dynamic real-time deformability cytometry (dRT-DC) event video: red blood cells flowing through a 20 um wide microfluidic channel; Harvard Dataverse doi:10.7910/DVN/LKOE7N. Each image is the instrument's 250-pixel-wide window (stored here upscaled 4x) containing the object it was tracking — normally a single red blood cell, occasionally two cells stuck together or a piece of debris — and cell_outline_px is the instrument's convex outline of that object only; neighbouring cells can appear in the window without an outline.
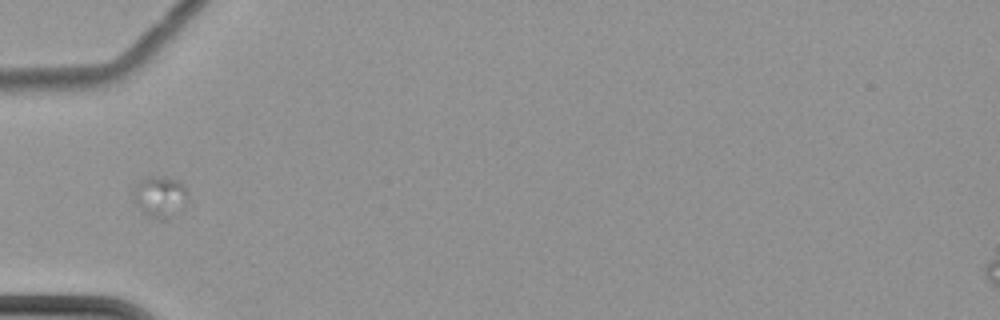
{"species": "common noctule bat (a hibernating species)", "species_latin": "Nyctalus noctula", "temperature_condition": "cold", "stored_images_in_passage": 4, "camera_frame_rate_fps": 3000, "um_per_image_px": 0.085, "animal": {"sex": "female", "body_mass_g": 22.7, "forearm_length_mm": 54.2}, "frame": {"image": 1, "passage_image": 1, "time_ms": 0.0, "image_size_px": [1000, 320], "cell_outline_px": [[188, 200], [184, 208], [164, 220], [156, 220], [140, 212], [132, 192], [132, 188], [140, 180], [148, 176], [164, 176], [176, 180], [184, 184], [188, 192]], "centroid_in_image_um": [13.6, 16.72], "position_along_channel_um": 71.4, "area_um2": 13.53}}
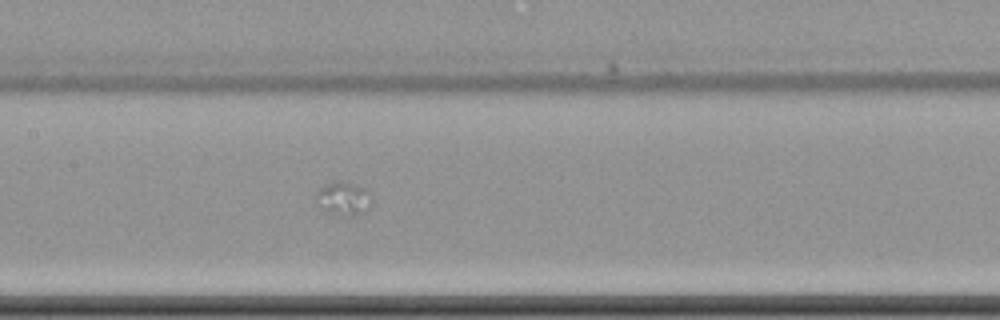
{"frame": {"image": 2, "passage_image": 4, "time_ms": 3.333, "image_size_px": [1000, 320], "cell_outline_px": [[372, 200], [364, 212], [356, 216], [348, 216], [328, 212], [324, 208], [316, 196], [316, 188], [332, 180], [340, 180], [356, 184], [368, 188]], "centroid_in_image_um": [29.22, 16.81], "position_along_channel_um": 178.2, "area_um2": 10.98}}